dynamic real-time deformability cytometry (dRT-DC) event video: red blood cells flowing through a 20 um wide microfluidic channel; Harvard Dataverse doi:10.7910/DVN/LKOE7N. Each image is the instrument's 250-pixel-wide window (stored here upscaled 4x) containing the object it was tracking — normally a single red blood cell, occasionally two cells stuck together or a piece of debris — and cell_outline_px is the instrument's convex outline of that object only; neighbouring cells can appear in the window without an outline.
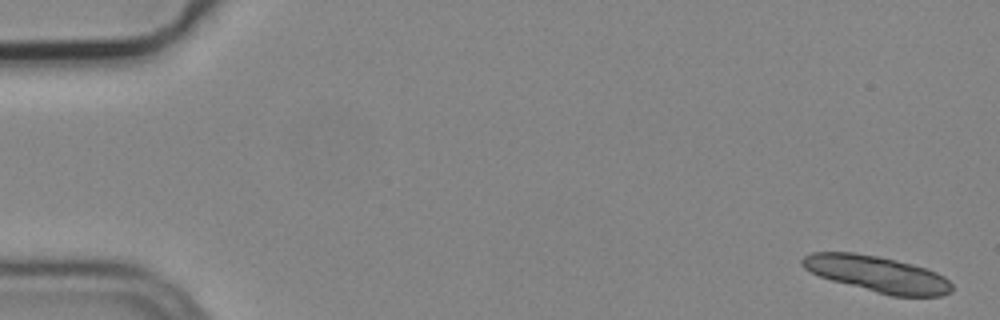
{"species": "common noctule bat (a hibernating species)", "species_latin": "Nyctalus noctula", "temperature_condition": "cold", "stored_images_in_passage": 6, "camera_frame_rate_fps": 3000, "um_per_image_px": 0.085, "animal": {"sex": "male", "body_mass_g": 19.2, "forearm_length_mm": 51.8}, "frame": {"image": 1, "passage_image": 1, "time_ms": 0.0, "image_size_px": [1000, 320], "cell_outline_px": [[952, 292], [940, 296], [892, 296], [876, 292], [832, 280], [820, 276], [804, 268], [800, 264], [800, 260], [804, 256], [812, 252], [852, 252], [880, 256], [912, 264], [936, 272], [944, 276], [952, 284]], "centroid_in_image_um": [74.56, 23.28], "position_along_channel_um": 10.4, "area_um2": 31.33}}
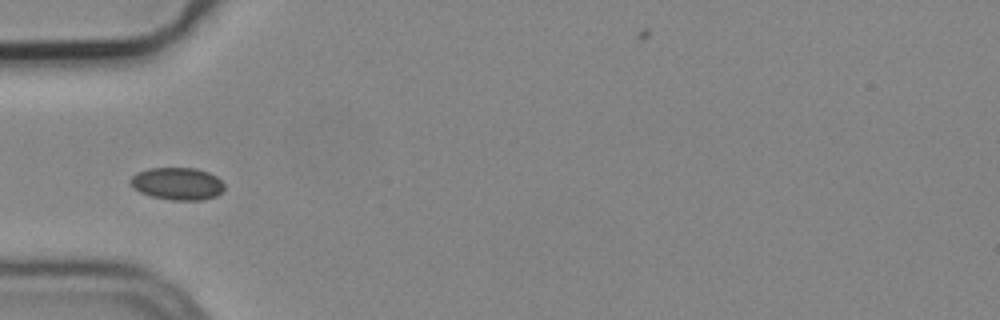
{"frame": {"image": 2, "passage_image": 6, "time_ms": 1.667, "image_size_px": [1000, 320], "cell_outline_px": [[224, 188], [216, 196], [200, 200], [172, 200], [152, 196], [140, 192], [132, 188], [132, 176], [136, 172], [148, 168], [196, 168], [208, 172], [216, 176], [224, 184]], "centroid_in_image_um": [15.07, 15.6], "position_along_channel_um": 69.9, "area_um2": 17.63}}